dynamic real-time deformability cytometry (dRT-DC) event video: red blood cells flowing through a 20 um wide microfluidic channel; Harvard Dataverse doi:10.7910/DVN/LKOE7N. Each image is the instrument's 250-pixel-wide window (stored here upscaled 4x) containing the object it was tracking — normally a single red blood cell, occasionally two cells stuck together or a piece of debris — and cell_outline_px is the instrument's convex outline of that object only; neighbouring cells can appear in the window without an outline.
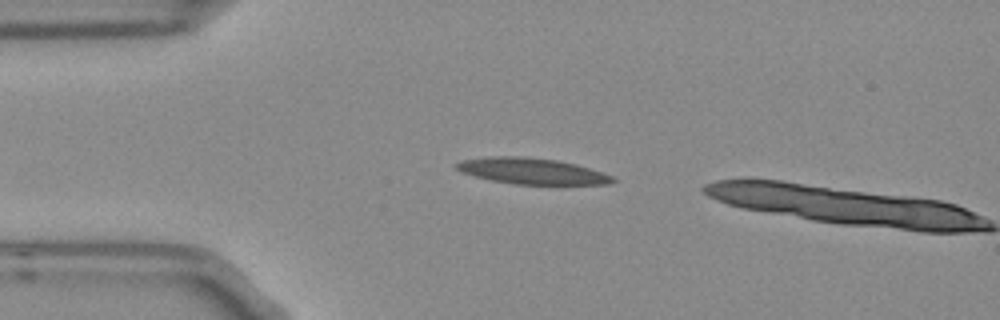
{"species": "Egyptian fruit bat (a non-hibernating species)", "species_latin": "Rousettus aegyptiacus", "temperature_condition": "room temperature", "stored_images_in_passage": 2, "camera_frame_rate_fps": 3000, "um_per_image_px": 0.085, "frame": {"image": 1, "passage_image": 1, "time_ms": 0.0, "image_size_px": [1000, 320], "cell_outline_px": [[616, 180], [608, 184], [512, 184], [492, 180], [476, 176], [464, 172], [456, 168], [456, 164], [464, 160], [492, 156], [524, 156], [556, 160], [576, 164], [612, 176]], "centroid_in_image_um": [45.22, 14.54], "position_along_channel_um": 39.8, "area_um2": 23.24}}